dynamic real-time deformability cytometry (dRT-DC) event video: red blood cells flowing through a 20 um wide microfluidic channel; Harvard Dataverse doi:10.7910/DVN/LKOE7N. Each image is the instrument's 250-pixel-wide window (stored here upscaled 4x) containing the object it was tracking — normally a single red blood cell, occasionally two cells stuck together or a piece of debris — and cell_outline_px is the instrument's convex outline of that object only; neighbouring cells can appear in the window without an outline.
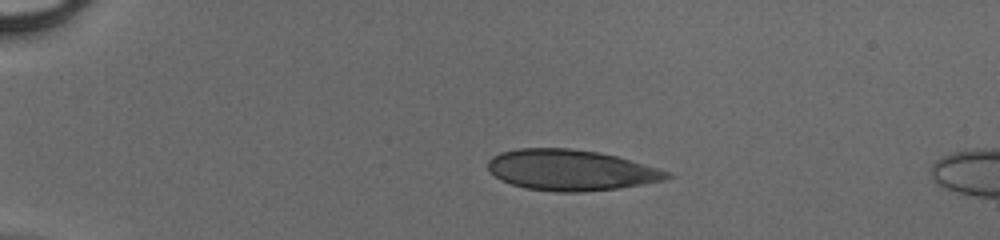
{"species": "human", "species_latin": "Homo sapiens", "temperature_condition": "cold", "stored_images_in_passage": 7, "camera_frame_rate_fps": 3000, "um_per_image_px": 0.085, "donor": {"sex": "male"}, "frame": {"image": 1, "passage_image": 1, "time_ms": 0.0, "image_size_px": [1000, 240], "cell_outline_px": [[672, 176], [668, 180], [644, 184], [616, 188], [580, 192], [552, 192], [524, 188], [500, 180], [488, 168], [488, 160], [492, 156], [500, 152], [516, 148], [572, 148], [600, 152], [616, 156], [660, 168], [668, 172]], "centroid_in_image_um": [48.52, 14.45], "position_along_channel_um": 36.5, "area_um2": 42.83}}